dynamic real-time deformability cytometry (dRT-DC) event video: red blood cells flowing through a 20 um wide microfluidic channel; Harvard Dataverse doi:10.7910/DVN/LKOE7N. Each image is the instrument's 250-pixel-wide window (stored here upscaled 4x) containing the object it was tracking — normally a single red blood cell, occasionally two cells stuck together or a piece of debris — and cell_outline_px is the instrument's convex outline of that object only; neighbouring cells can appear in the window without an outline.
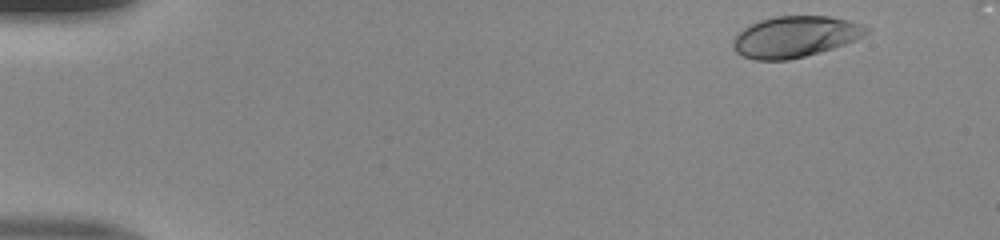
{"species": "human", "species_latin": "Homo sapiens", "temperature_condition": "room temperature", "stored_images_in_passage": 47, "camera_frame_rate_fps": 3000, "um_per_image_px": 0.085, "donor": {"sex": "male"}, "frame": {"image": 1, "passage_image": 2, "time_ms": 0.333, "image_size_px": [1000, 240], "cell_outline_px": [[872, 28], [868, 32], [856, 40], [832, 48], [804, 56], [788, 60], [756, 60], [740, 56], [736, 52], [732, 44], [736, 36], [744, 28], [760, 20], [776, 16], [828, 16], [848, 20]], "centroid_in_image_um": [67.58, 3.12], "position_along_channel_um": 17.4, "area_um2": 31.73}}
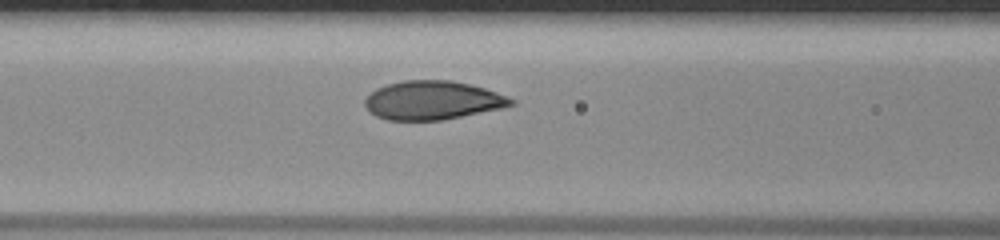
{"frame": {"image": 2, "passage_image": 19, "time_ms": 6.0, "image_size_px": [1000, 240], "cell_outline_px": [[516, 104], [500, 108], [444, 120], [388, 120], [376, 116], [364, 104], [364, 100], [376, 88], [388, 84], [404, 80], [452, 80], [484, 88], [508, 96], [516, 100]], "centroid_in_image_um": [36.79, 8.52], "position_along_channel_um": 129.8, "area_um2": 32.83}}
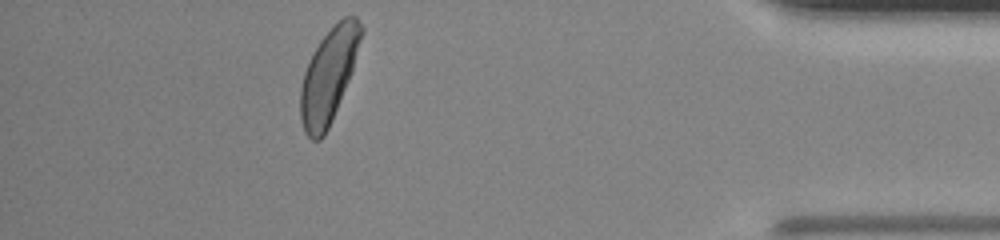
{"frame": {"image": 3, "passage_image": 42, "time_ms": 13.667, "image_size_px": [1000, 240], "cell_outline_px": [[364, 32], [348, 80], [332, 120], [324, 136], [320, 140], [312, 140], [304, 132], [300, 120], [300, 88], [304, 72], [320, 40], [332, 24], [344, 16], [356, 16], [364, 28]], "centroid_in_image_um": [27.93, 6.4], "position_along_channel_um": 407.3, "area_um2": 33.06}}